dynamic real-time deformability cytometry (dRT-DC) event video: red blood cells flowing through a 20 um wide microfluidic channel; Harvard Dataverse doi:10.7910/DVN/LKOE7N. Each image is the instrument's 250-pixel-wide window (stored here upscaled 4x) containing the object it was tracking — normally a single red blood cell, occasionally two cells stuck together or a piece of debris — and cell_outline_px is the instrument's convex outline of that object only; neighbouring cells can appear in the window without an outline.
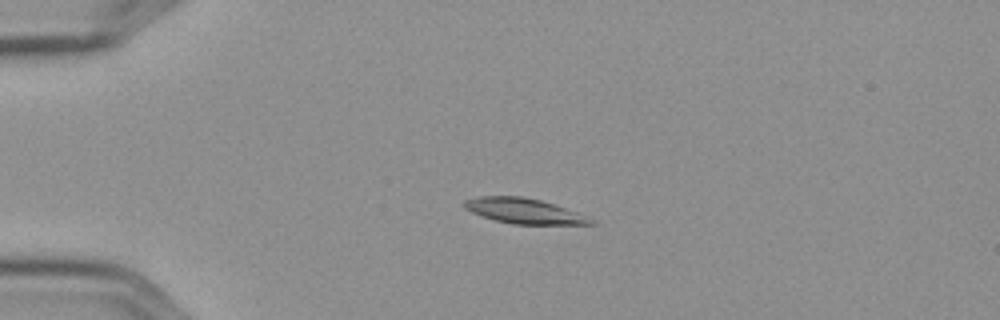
{"species": "Egyptian fruit bat (a non-hibernating species)", "species_latin": "Rousettus aegyptiacus", "temperature_condition": "cold", "stored_images_in_passage": 5, "camera_frame_rate_fps": 3000, "um_per_image_px": 0.085, "frame": {"image": 1, "passage_image": 4, "time_ms": 1.0, "image_size_px": [1000, 320], "cell_outline_px": [[596, 224], [512, 224], [496, 220], [472, 212], [464, 208], [464, 200], [476, 196], [524, 196], [540, 200], [564, 208], [596, 220]], "centroid_in_image_um": [44.51, 17.92], "position_along_channel_um": 40.5, "area_um2": 18.32}}